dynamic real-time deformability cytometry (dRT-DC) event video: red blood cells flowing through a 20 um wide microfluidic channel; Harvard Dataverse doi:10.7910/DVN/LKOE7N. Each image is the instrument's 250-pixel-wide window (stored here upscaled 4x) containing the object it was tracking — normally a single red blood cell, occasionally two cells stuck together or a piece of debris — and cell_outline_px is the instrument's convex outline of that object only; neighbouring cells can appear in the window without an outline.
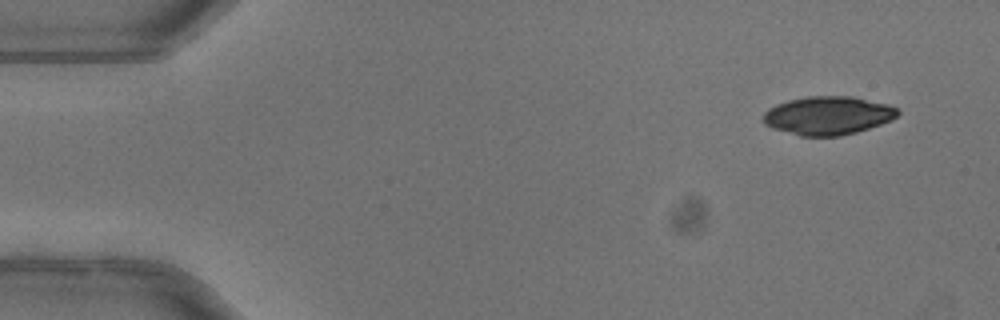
{"species": "common noctule bat (a hibernating species)", "species_latin": "Nyctalus noctula", "temperature_condition": "warm", "stored_images_in_passage": 48, "camera_frame_rate_fps": 3000, "um_per_image_px": 0.085, "animal": {"sex": "female"}, "frame": {"image": 1, "passage_image": 1, "time_ms": 0.0, "image_size_px": [1000, 320], "cell_outline_px": [[900, 112], [892, 120], [856, 132], [840, 136], [800, 136], [772, 128], [764, 124], [764, 112], [768, 108], [776, 104], [788, 100], [808, 96], [848, 96], [888, 104], [900, 108]], "centroid_in_image_um": [70.37, 9.82], "position_along_channel_um": 14.6, "area_um2": 30.11}}
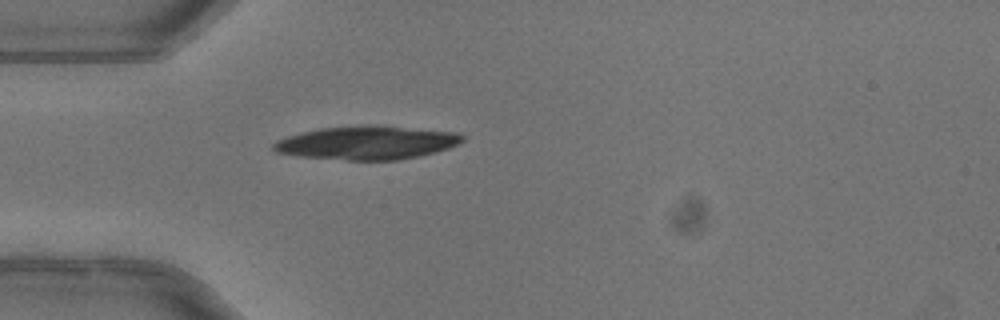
{"frame": {"image": 2, "passage_image": 12, "time_ms": 3.667, "image_size_px": [1000, 320], "cell_outline_px": [[464, 140], [460, 144], [448, 148], [416, 156], [396, 160], [348, 160], [296, 156], [276, 152], [272, 148], [272, 144], [276, 140], [300, 132], [320, 128], [372, 124], [460, 132], [464, 136]], "centroid_in_image_um": [31.18, 12.12], "position_along_channel_um": 53.8, "area_um2": 37.11}}